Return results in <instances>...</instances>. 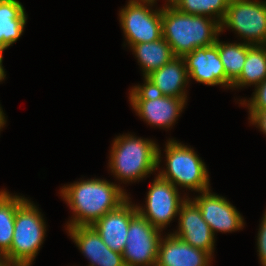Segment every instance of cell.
<instances>
[{"label": "cell", "mask_w": 266, "mask_h": 266, "mask_svg": "<svg viewBox=\"0 0 266 266\" xmlns=\"http://www.w3.org/2000/svg\"><path fill=\"white\" fill-rule=\"evenodd\" d=\"M216 39L219 56L225 70L226 77L233 83L241 74L247 58L248 50L253 46L243 43H223Z\"/></svg>", "instance_id": "22"}, {"label": "cell", "mask_w": 266, "mask_h": 266, "mask_svg": "<svg viewBox=\"0 0 266 266\" xmlns=\"http://www.w3.org/2000/svg\"><path fill=\"white\" fill-rule=\"evenodd\" d=\"M161 230L139 213L131 220L122 253L125 266H156Z\"/></svg>", "instance_id": "8"}, {"label": "cell", "mask_w": 266, "mask_h": 266, "mask_svg": "<svg viewBox=\"0 0 266 266\" xmlns=\"http://www.w3.org/2000/svg\"><path fill=\"white\" fill-rule=\"evenodd\" d=\"M179 216V226L174 236L195 248L208 252L211 256L214 252L215 236L210 226L202 218L198 206L187 198L181 205Z\"/></svg>", "instance_id": "13"}, {"label": "cell", "mask_w": 266, "mask_h": 266, "mask_svg": "<svg viewBox=\"0 0 266 266\" xmlns=\"http://www.w3.org/2000/svg\"><path fill=\"white\" fill-rule=\"evenodd\" d=\"M26 200L23 196L0 191V252L6 254L13 241L15 214L17 208Z\"/></svg>", "instance_id": "20"}, {"label": "cell", "mask_w": 266, "mask_h": 266, "mask_svg": "<svg viewBox=\"0 0 266 266\" xmlns=\"http://www.w3.org/2000/svg\"><path fill=\"white\" fill-rule=\"evenodd\" d=\"M129 101L140 118L152 126L170 128L186 105L187 98L156 94L144 85L130 89Z\"/></svg>", "instance_id": "7"}, {"label": "cell", "mask_w": 266, "mask_h": 266, "mask_svg": "<svg viewBox=\"0 0 266 266\" xmlns=\"http://www.w3.org/2000/svg\"><path fill=\"white\" fill-rule=\"evenodd\" d=\"M193 199L201 211L202 218L215 232H234L244 226V219L237 209L224 197L211 193L210 189Z\"/></svg>", "instance_id": "12"}, {"label": "cell", "mask_w": 266, "mask_h": 266, "mask_svg": "<svg viewBox=\"0 0 266 266\" xmlns=\"http://www.w3.org/2000/svg\"><path fill=\"white\" fill-rule=\"evenodd\" d=\"M129 1H135V2H144V3H152L154 4L157 0H129ZM168 3L166 6H171L174 4L175 0H167Z\"/></svg>", "instance_id": "28"}, {"label": "cell", "mask_w": 266, "mask_h": 266, "mask_svg": "<svg viewBox=\"0 0 266 266\" xmlns=\"http://www.w3.org/2000/svg\"><path fill=\"white\" fill-rule=\"evenodd\" d=\"M2 53L3 51L0 50V82H2L6 77L4 67L2 66V61H3Z\"/></svg>", "instance_id": "27"}, {"label": "cell", "mask_w": 266, "mask_h": 266, "mask_svg": "<svg viewBox=\"0 0 266 266\" xmlns=\"http://www.w3.org/2000/svg\"><path fill=\"white\" fill-rule=\"evenodd\" d=\"M250 123L257 125L260 130L266 135V110L264 111H249Z\"/></svg>", "instance_id": "26"}, {"label": "cell", "mask_w": 266, "mask_h": 266, "mask_svg": "<svg viewBox=\"0 0 266 266\" xmlns=\"http://www.w3.org/2000/svg\"><path fill=\"white\" fill-rule=\"evenodd\" d=\"M266 79V45H253L247 52V58L239 77L231 88L258 86Z\"/></svg>", "instance_id": "21"}, {"label": "cell", "mask_w": 266, "mask_h": 266, "mask_svg": "<svg viewBox=\"0 0 266 266\" xmlns=\"http://www.w3.org/2000/svg\"><path fill=\"white\" fill-rule=\"evenodd\" d=\"M71 239L90 261L89 266H125L121 253L111 250L92 226L67 227Z\"/></svg>", "instance_id": "16"}, {"label": "cell", "mask_w": 266, "mask_h": 266, "mask_svg": "<svg viewBox=\"0 0 266 266\" xmlns=\"http://www.w3.org/2000/svg\"><path fill=\"white\" fill-rule=\"evenodd\" d=\"M128 198L115 210L107 212L92 227L103 242L113 251L123 253L130 220L138 213L136 205Z\"/></svg>", "instance_id": "15"}, {"label": "cell", "mask_w": 266, "mask_h": 266, "mask_svg": "<svg viewBox=\"0 0 266 266\" xmlns=\"http://www.w3.org/2000/svg\"><path fill=\"white\" fill-rule=\"evenodd\" d=\"M220 33V23L211 17L183 13L173 5L162 7V37L175 56L214 45Z\"/></svg>", "instance_id": "2"}, {"label": "cell", "mask_w": 266, "mask_h": 266, "mask_svg": "<svg viewBox=\"0 0 266 266\" xmlns=\"http://www.w3.org/2000/svg\"><path fill=\"white\" fill-rule=\"evenodd\" d=\"M61 196L73 210L67 227L92 226L107 212L115 210L129 197L120 185L103 179H87L64 185Z\"/></svg>", "instance_id": "1"}, {"label": "cell", "mask_w": 266, "mask_h": 266, "mask_svg": "<svg viewBox=\"0 0 266 266\" xmlns=\"http://www.w3.org/2000/svg\"><path fill=\"white\" fill-rule=\"evenodd\" d=\"M131 50L142 67L144 78L175 57L172 48L163 37L156 41L133 45Z\"/></svg>", "instance_id": "19"}, {"label": "cell", "mask_w": 266, "mask_h": 266, "mask_svg": "<svg viewBox=\"0 0 266 266\" xmlns=\"http://www.w3.org/2000/svg\"><path fill=\"white\" fill-rule=\"evenodd\" d=\"M6 263H7V259H6L5 254L0 252V266H4Z\"/></svg>", "instance_id": "30"}, {"label": "cell", "mask_w": 266, "mask_h": 266, "mask_svg": "<svg viewBox=\"0 0 266 266\" xmlns=\"http://www.w3.org/2000/svg\"><path fill=\"white\" fill-rule=\"evenodd\" d=\"M225 27L237 32L247 44L266 45V1L230 0L220 32Z\"/></svg>", "instance_id": "6"}, {"label": "cell", "mask_w": 266, "mask_h": 266, "mask_svg": "<svg viewBox=\"0 0 266 266\" xmlns=\"http://www.w3.org/2000/svg\"><path fill=\"white\" fill-rule=\"evenodd\" d=\"M190 78L205 85H221L231 88L232 82L226 77L218 47L214 44L199 47L183 56Z\"/></svg>", "instance_id": "11"}, {"label": "cell", "mask_w": 266, "mask_h": 266, "mask_svg": "<svg viewBox=\"0 0 266 266\" xmlns=\"http://www.w3.org/2000/svg\"><path fill=\"white\" fill-rule=\"evenodd\" d=\"M152 3L129 1L119 12L125 39L130 47L162 38V8L151 10Z\"/></svg>", "instance_id": "9"}, {"label": "cell", "mask_w": 266, "mask_h": 266, "mask_svg": "<svg viewBox=\"0 0 266 266\" xmlns=\"http://www.w3.org/2000/svg\"><path fill=\"white\" fill-rule=\"evenodd\" d=\"M230 0H175L173 6L192 15L207 16L222 22Z\"/></svg>", "instance_id": "23"}, {"label": "cell", "mask_w": 266, "mask_h": 266, "mask_svg": "<svg viewBox=\"0 0 266 266\" xmlns=\"http://www.w3.org/2000/svg\"><path fill=\"white\" fill-rule=\"evenodd\" d=\"M257 251L260 259V264L266 266V211L262 217L260 228L257 236Z\"/></svg>", "instance_id": "25"}, {"label": "cell", "mask_w": 266, "mask_h": 266, "mask_svg": "<svg viewBox=\"0 0 266 266\" xmlns=\"http://www.w3.org/2000/svg\"><path fill=\"white\" fill-rule=\"evenodd\" d=\"M110 153V170L123 183L142 180L161 162V150L154 141L130 134L116 137Z\"/></svg>", "instance_id": "3"}, {"label": "cell", "mask_w": 266, "mask_h": 266, "mask_svg": "<svg viewBox=\"0 0 266 266\" xmlns=\"http://www.w3.org/2000/svg\"><path fill=\"white\" fill-rule=\"evenodd\" d=\"M241 105H246L249 111H264L266 110V79L255 87L253 97L246 103V99L240 102Z\"/></svg>", "instance_id": "24"}, {"label": "cell", "mask_w": 266, "mask_h": 266, "mask_svg": "<svg viewBox=\"0 0 266 266\" xmlns=\"http://www.w3.org/2000/svg\"><path fill=\"white\" fill-rule=\"evenodd\" d=\"M165 147L166 169L159 171L160 177L176 188L181 186L200 193L209 190L207 168L193 148L172 139L167 141Z\"/></svg>", "instance_id": "5"}, {"label": "cell", "mask_w": 266, "mask_h": 266, "mask_svg": "<svg viewBox=\"0 0 266 266\" xmlns=\"http://www.w3.org/2000/svg\"><path fill=\"white\" fill-rule=\"evenodd\" d=\"M4 266H26L24 264H20V263H6Z\"/></svg>", "instance_id": "31"}, {"label": "cell", "mask_w": 266, "mask_h": 266, "mask_svg": "<svg viewBox=\"0 0 266 266\" xmlns=\"http://www.w3.org/2000/svg\"><path fill=\"white\" fill-rule=\"evenodd\" d=\"M6 124V119L4 116V112L0 106V130L3 128V126Z\"/></svg>", "instance_id": "29"}, {"label": "cell", "mask_w": 266, "mask_h": 266, "mask_svg": "<svg viewBox=\"0 0 266 266\" xmlns=\"http://www.w3.org/2000/svg\"><path fill=\"white\" fill-rule=\"evenodd\" d=\"M45 228L41 212L26 199L16 210L13 241L5 254L7 262L31 266L43 244Z\"/></svg>", "instance_id": "4"}, {"label": "cell", "mask_w": 266, "mask_h": 266, "mask_svg": "<svg viewBox=\"0 0 266 266\" xmlns=\"http://www.w3.org/2000/svg\"><path fill=\"white\" fill-rule=\"evenodd\" d=\"M27 15L18 0H0V50L15 43L24 32Z\"/></svg>", "instance_id": "18"}, {"label": "cell", "mask_w": 266, "mask_h": 266, "mask_svg": "<svg viewBox=\"0 0 266 266\" xmlns=\"http://www.w3.org/2000/svg\"><path fill=\"white\" fill-rule=\"evenodd\" d=\"M144 86L156 94L175 98H187L186 89L189 75L183 57L175 56L160 69L144 78Z\"/></svg>", "instance_id": "14"}, {"label": "cell", "mask_w": 266, "mask_h": 266, "mask_svg": "<svg viewBox=\"0 0 266 266\" xmlns=\"http://www.w3.org/2000/svg\"><path fill=\"white\" fill-rule=\"evenodd\" d=\"M146 207L136 205L137 212L152 226L162 231L176 217L187 198H181L178 188L159 175L155 177L146 197Z\"/></svg>", "instance_id": "10"}, {"label": "cell", "mask_w": 266, "mask_h": 266, "mask_svg": "<svg viewBox=\"0 0 266 266\" xmlns=\"http://www.w3.org/2000/svg\"><path fill=\"white\" fill-rule=\"evenodd\" d=\"M165 238V239H164ZM162 237L156 266H210L211 255L173 234Z\"/></svg>", "instance_id": "17"}]
</instances>
